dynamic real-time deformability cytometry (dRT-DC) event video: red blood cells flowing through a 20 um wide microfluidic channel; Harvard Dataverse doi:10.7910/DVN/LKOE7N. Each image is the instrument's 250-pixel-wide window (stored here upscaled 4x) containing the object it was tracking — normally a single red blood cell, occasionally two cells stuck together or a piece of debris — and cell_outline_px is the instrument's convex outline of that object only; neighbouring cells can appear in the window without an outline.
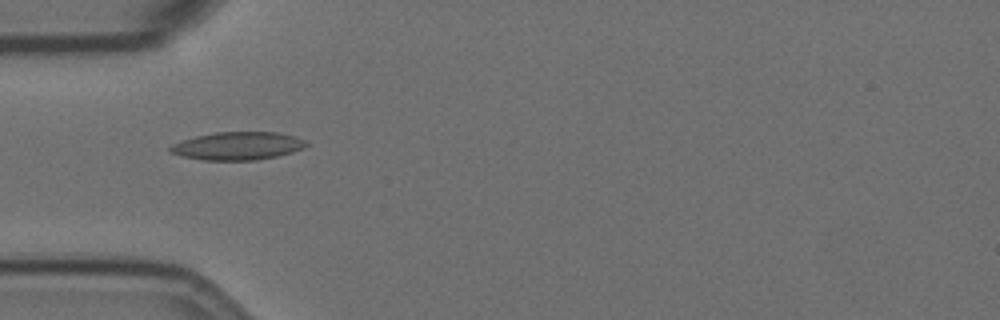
{"species": "Egyptian fruit bat (a non-hibernating species)", "species_latin": "Rousettus aegyptiacus", "temperature_condition": "room temperature", "stored_images_in_passage": 44, "camera_frame_rate_fps": 3000, "um_per_image_px": 0.085, "animal": {"sex": "female"}, "frame": {"image": 1, "passage_image": 3, "time_ms": 0.667, "image_size_px": [1000, 320], "cell_outline_px": [[308, 144], [304, 148], [292, 152], [276, 156], [256, 160], [204, 160], [180, 156], [168, 152], [168, 148], [172, 144], [180, 140], [196, 136], [216, 132], [276, 132], [296, 136], [304, 140]], "centroid_in_image_um": [20.16, 12.4], "position_along_channel_um": 64.8, "area_um2": 22.31}}
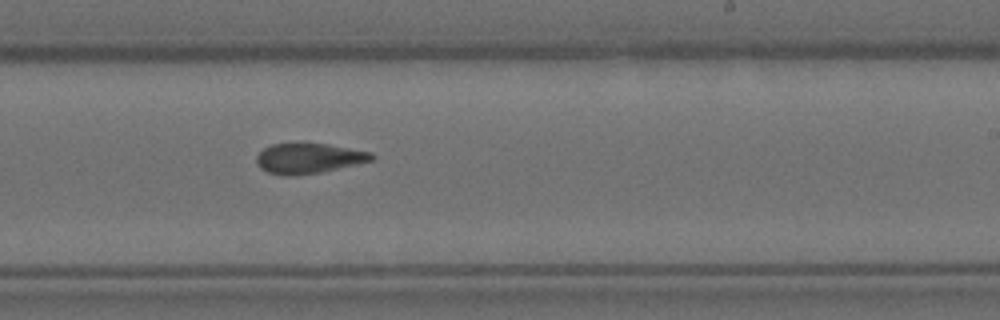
{"frame": {"image": 2, "passage_image": 20, "time_ms": 6.333, "image_size_px": [1000, 320], "cell_outline_px": [[376, 156], [372, 160], [356, 164], [320, 172], [292, 176], [284, 176], [268, 172], [260, 168], [256, 164], [256, 156], [264, 148], [272, 144], [296, 140], [304, 140], [328, 144], [372, 152]], "centroid_in_image_um": [26.19, 13.4], "position_along_channel_um": 262.8, "area_um2": 21.04}}
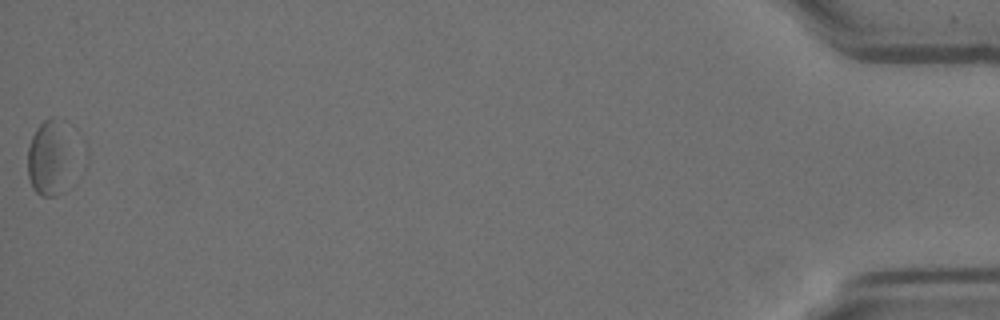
{"frame": {"image": 3, "passage_image": 43, "time_ms": 14.0, "image_size_px": [1000, 320], "cell_outline_px": [[60, 164], [56, 196], [40, 196], [32, 188], [28, 176], [28, 148], [32, 136], [36, 128], [48, 116], [56, 116], [60, 144]], "centroid_in_image_um": [3.81, 13.43], "position_along_channel_um": 431.4, "area_um2": 15.26}, "authors_computed_cell_mechanics": {"area_um2": 20.4323, "velocity_mm_per_s": 3.5021, "shape_relaxation_time_tau1_ms": null, "shape_relaxation_time_tau2_ms": 3.8501, "deformation_change_tau1": null, "deformation_change_tau2": 0.1117}}